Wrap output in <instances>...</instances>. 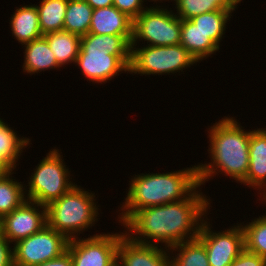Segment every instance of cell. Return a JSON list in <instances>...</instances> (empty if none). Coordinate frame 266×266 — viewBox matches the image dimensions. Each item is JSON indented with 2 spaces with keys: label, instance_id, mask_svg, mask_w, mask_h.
Returning a JSON list of instances; mask_svg holds the SVG:
<instances>
[{
  "label": "cell",
  "instance_id": "18",
  "mask_svg": "<svg viewBox=\"0 0 266 266\" xmlns=\"http://www.w3.org/2000/svg\"><path fill=\"white\" fill-rule=\"evenodd\" d=\"M180 44L198 61L205 60L220 48L190 19L181 21Z\"/></svg>",
  "mask_w": 266,
  "mask_h": 266
},
{
  "label": "cell",
  "instance_id": "9",
  "mask_svg": "<svg viewBox=\"0 0 266 266\" xmlns=\"http://www.w3.org/2000/svg\"><path fill=\"white\" fill-rule=\"evenodd\" d=\"M68 242L63 234L45 225L40 231L14 244V266H35L57 258L67 250Z\"/></svg>",
  "mask_w": 266,
  "mask_h": 266
},
{
  "label": "cell",
  "instance_id": "12",
  "mask_svg": "<svg viewBox=\"0 0 266 266\" xmlns=\"http://www.w3.org/2000/svg\"><path fill=\"white\" fill-rule=\"evenodd\" d=\"M45 225L46 206L26 200L0 219V232L10 243L15 244L40 231Z\"/></svg>",
  "mask_w": 266,
  "mask_h": 266
},
{
  "label": "cell",
  "instance_id": "4",
  "mask_svg": "<svg viewBox=\"0 0 266 266\" xmlns=\"http://www.w3.org/2000/svg\"><path fill=\"white\" fill-rule=\"evenodd\" d=\"M75 63L89 81L105 83L119 72L129 73L131 43L121 35L88 33L81 37Z\"/></svg>",
  "mask_w": 266,
  "mask_h": 266
},
{
  "label": "cell",
  "instance_id": "29",
  "mask_svg": "<svg viewBox=\"0 0 266 266\" xmlns=\"http://www.w3.org/2000/svg\"><path fill=\"white\" fill-rule=\"evenodd\" d=\"M230 266H266V258L244 249Z\"/></svg>",
  "mask_w": 266,
  "mask_h": 266
},
{
  "label": "cell",
  "instance_id": "35",
  "mask_svg": "<svg viewBox=\"0 0 266 266\" xmlns=\"http://www.w3.org/2000/svg\"><path fill=\"white\" fill-rule=\"evenodd\" d=\"M109 266H124L118 257Z\"/></svg>",
  "mask_w": 266,
  "mask_h": 266
},
{
  "label": "cell",
  "instance_id": "7",
  "mask_svg": "<svg viewBox=\"0 0 266 266\" xmlns=\"http://www.w3.org/2000/svg\"><path fill=\"white\" fill-rule=\"evenodd\" d=\"M198 61L181 45L131 46L129 73L134 74H169L182 72ZM184 68V69H183Z\"/></svg>",
  "mask_w": 266,
  "mask_h": 266
},
{
  "label": "cell",
  "instance_id": "14",
  "mask_svg": "<svg viewBox=\"0 0 266 266\" xmlns=\"http://www.w3.org/2000/svg\"><path fill=\"white\" fill-rule=\"evenodd\" d=\"M98 35H121L130 43L133 36V19L116 7L93 9L89 32Z\"/></svg>",
  "mask_w": 266,
  "mask_h": 266
},
{
  "label": "cell",
  "instance_id": "26",
  "mask_svg": "<svg viewBox=\"0 0 266 266\" xmlns=\"http://www.w3.org/2000/svg\"><path fill=\"white\" fill-rule=\"evenodd\" d=\"M241 226L244 231L245 249L266 258V213Z\"/></svg>",
  "mask_w": 266,
  "mask_h": 266
},
{
  "label": "cell",
  "instance_id": "24",
  "mask_svg": "<svg viewBox=\"0 0 266 266\" xmlns=\"http://www.w3.org/2000/svg\"><path fill=\"white\" fill-rule=\"evenodd\" d=\"M12 172L0 179V219L21 206L26 200L25 186L12 179Z\"/></svg>",
  "mask_w": 266,
  "mask_h": 266
},
{
  "label": "cell",
  "instance_id": "20",
  "mask_svg": "<svg viewBox=\"0 0 266 266\" xmlns=\"http://www.w3.org/2000/svg\"><path fill=\"white\" fill-rule=\"evenodd\" d=\"M93 8L85 0H68L63 30L80 37L89 32Z\"/></svg>",
  "mask_w": 266,
  "mask_h": 266
},
{
  "label": "cell",
  "instance_id": "34",
  "mask_svg": "<svg viewBox=\"0 0 266 266\" xmlns=\"http://www.w3.org/2000/svg\"><path fill=\"white\" fill-rule=\"evenodd\" d=\"M93 8H105L113 5V0H85Z\"/></svg>",
  "mask_w": 266,
  "mask_h": 266
},
{
  "label": "cell",
  "instance_id": "3",
  "mask_svg": "<svg viewBox=\"0 0 266 266\" xmlns=\"http://www.w3.org/2000/svg\"><path fill=\"white\" fill-rule=\"evenodd\" d=\"M242 128L233 117L226 116L210 127V148L207 151L211 153L212 162L197 165L200 186L219 172L239 183L246 178L251 130Z\"/></svg>",
  "mask_w": 266,
  "mask_h": 266
},
{
  "label": "cell",
  "instance_id": "27",
  "mask_svg": "<svg viewBox=\"0 0 266 266\" xmlns=\"http://www.w3.org/2000/svg\"><path fill=\"white\" fill-rule=\"evenodd\" d=\"M177 15L181 20H188L200 14L219 10L213 2L207 0H174ZM178 13V14H177Z\"/></svg>",
  "mask_w": 266,
  "mask_h": 266
},
{
  "label": "cell",
  "instance_id": "23",
  "mask_svg": "<svg viewBox=\"0 0 266 266\" xmlns=\"http://www.w3.org/2000/svg\"><path fill=\"white\" fill-rule=\"evenodd\" d=\"M169 250L179 252L176 257H170L173 259L171 266H210L206 248L198 238L174 245Z\"/></svg>",
  "mask_w": 266,
  "mask_h": 266
},
{
  "label": "cell",
  "instance_id": "21",
  "mask_svg": "<svg viewBox=\"0 0 266 266\" xmlns=\"http://www.w3.org/2000/svg\"><path fill=\"white\" fill-rule=\"evenodd\" d=\"M68 0H42L36 5L42 35L63 30Z\"/></svg>",
  "mask_w": 266,
  "mask_h": 266
},
{
  "label": "cell",
  "instance_id": "16",
  "mask_svg": "<svg viewBox=\"0 0 266 266\" xmlns=\"http://www.w3.org/2000/svg\"><path fill=\"white\" fill-rule=\"evenodd\" d=\"M10 19L11 33L21 45H25L43 36L39 25V14L35 4L24 5L16 9Z\"/></svg>",
  "mask_w": 266,
  "mask_h": 266
},
{
  "label": "cell",
  "instance_id": "22",
  "mask_svg": "<svg viewBox=\"0 0 266 266\" xmlns=\"http://www.w3.org/2000/svg\"><path fill=\"white\" fill-rule=\"evenodd\" d=\"M231 14L232 11L219 9L200 14L190 20L220 48L219 44L225 34L226 23L231 18Z\"/></svg>",
  "mask_w": 266,
  "mask_h": 266
},
{
  "label": "cell",
  "instance_id": "10",
  "mask_svg": "<svg viewBox=\"0 0 266 266\" xmlns=\"http://www.w3.org/2000/svg\"><path fill=\"white\" fill-rule=\"evenodd\" d=\"M205 246L210 266H230L245 249L241 224L222 232H213L210 223L203 221L197 237Z\"/></svg>",
  "mask_w": 266,
  "mask_h": 266
},
{
  "label": "cell",
  "instance_id": "28",
  "mask_svg": "<svg viewBox=\"0 0 266 266\" xmlns=\"http://www.w3.org/2000/svg\"><path fill=\"white\" fill-rule=\"evenodd\" d=\"M145 0H113V6L127 14L131 19L137 18L146 8L143 7Z\"/></svg>",
  "mask_w": 266,
  "mask_h": 266
},
{
  "label": "cell",
  "instance_id": "37",
  "mask_svg": "<svg viewBox=\"0 0 266 266\" xmlns=\"http://www.w3.org/2000/svg\"><path fill=\"white\" fill-rule=\"evenodd\" d=\"M262 199L266 200V195L264 197H262ZM266 203V201H264Z\"/></svg>",
  "mask_w": 266,
  "mask_h": 266
},
{
  "label": "cell",
  "instance_id": "32",
  "mask_svg": "<svg viewBox=\"0 0 266 266\" xmlns=\"http://www.w3.org/2000/svg\"><path fill=\"white\" fill-rule=\"evenodd\" d=\"M215 3L220 9H225L228 11H234L237 8V4L241 2V0H207Z\"/></svg>",
  "mask_w": 266,
  "mask_h": 266
},
{
  "label": "cell",
  "instance_id": "19",
  "mask_svg": "<svg viewBox=\"0 0 266 266\" xmlns=\"http://www.w3.org/2000/svg\"><path fill=\"white\" fill-rule=\"evenodd\" d=\"M60 67L72 63L78 57L81 37L68 31L49 32L43 35Z\"/></svg>",
  "mask_w": 266,
  "mask_h": 266
},
{
  "label": "cell",
  "instance_id": "36",
  "mask_svg": "<svg viewBox=\"0 0 266 266\" xmlns=\"http://www.w3.org/2000/svg\"><path fill=\"white\" fill-rule=\"evenodd\" d=\"M151 1H154V3H155V2L158 1V0H151ZM159 1L161 2V1H164V0H159ZM165 1H166V0H165ZM171 1H172V0H171Z\"/></svg>",
  "mask_w": 266,
  "mask_h": 266
},
{
  "label": "cell",
  "instance_id": "13",
  "mask_svg": "<svg viewBox=\"0 0 266 266\" xmlns=\"http://www.w3.org/2000/svg\"><path fill=\"white\" fill-rule=\"evenodd\" d=\"M158 246L157 243L149 245L132 241L124 234L118 244L117 257L124 266H171L169 248Z\"/></svg>",
  "mask_w": 266,
  "mask_h": 266
},
{
  "label": "cell",
  "instance_id": "17",
  "mask_svg": "<svg viewBox=\"0 0 266 266\" xmlns=\"http://www.w3.org/2000/svg\"><path fill=\"white\" fill-rule=\"evenodd\" d=\"M23 47H25L24 72L31 75L46 69L50 70L60 67L44 36L26 43Z\"/></svg>",
  "mask_w": 266,
  "mask_h": 266
},
{
  "label": "cell",
  "instance_id": "2",
  "mask_svg": "<svg viewBox=\"0 0 266 266\" xmlns=\"http://www.w3.org/2000/svg\"><path fill=\"white\" fill-rule=\"evenodd\" d=\"M129 182L124 205L120 207L122 225L140 209L182 201L200 187L197 166L167 173L138 174Z\"/></svg>",
  "mask_w": 266,
  "mask_h": 266
},
{
  "label": "cell",
  "instance_id": "5",
  "mask_svg": "<svg viewBox=\"0 0 266 266\" xmlns=\"http://www.w3.org/2000/svg\"><path fill=\"white\" fill-rule=\"evenodd\" d=\"M94 194L75 184L67 193L46 206L47 225L68 240L77 238L78 233L80 235L91 228L98 220Z\"/></svg>",
  "mask_w": 266,
  "mask_h": 266
},
{
  "label": "cell",
  "instance_id": "6",
  "mask_svg": "<svg viewBox=\"0 0 266 266\" xmlns=\"http://www.w3.org/2000/svg\"><path fill=\"white\" fill-rule=\"evenodd\" d=\"M61 153L57 149L50 152L37 164L28 180L27 200L34 201L40 205L47 206L49 203L59 199L73 186L70 179V171L62 160Z\"/></svg>",
  "mask_w": 266,
  "mask_h": 266
},
{
  "label": "cell",
  "instance_id": "30",
  "mask_svg": "<svg viewBox=\"0 0 266 266\" xmlns=\"http://www.w3.org/2000/svg\"><path fill=\"white\" fill-rule=\"evenodd\" d=\"M0 266H14L13 248L10 242L0 232Z\"/></svg>",
  "mask_w": 266,
  "mask_h": 266
},
{
  "label": "cell",
  "instance_id": "8",
  "mask_svg": "<svg viewBox=\"0 0 266 266\" xmlns=\"http://www.w3.org/2000/svg\"><path fill=\"white\" fill-rule=\"evenodd\" d=\"M160 7H147L133 20L131 46H136L140 40L147 41L149 46L180 44L182 20L172 10Z\"/></svg>",
  "mask_w": 266,
  "mask_h": 266
},
{
  "label": "cell",
  "instance_id": "1",
  "mask_svg": "<svg viewBox=\"0 0 266 266\" xmlns=\"http://www.w3.org/2000/svg\"><path fill=\"white\" fill-rule=\"evenodd\" d=\"M196 190L182 201L138 210L123 224L125 235L141 244L164 243L166 248L197 238L210 200Z\"/></svg>",
  "mask_w": 266,
  "mask_h": 266
},
{
  "label": "cell",
  "instance_id": "33",
  "mask_svg": "<svg viewBox=\"0 0 266 266\" xmlns=\"http://www.w3.org/2000/svg\"><path fill=\"white\" fill-rule=\"evenodd\" d=\"M14 169L7 160L0 157V179L10 174Z\"/></svg>",
  "mask_w": 266,
  "mask_h": 266
},
{
  "label": "cell",
  "instance_id": "15",
  "mask_svg": "<svg viewBox=\"0 0 266 266\" xmlns=\"http://www.w3.org/2000/svg\"><path fill=\"white\" fill-rule=\"evenodd\" d=\"M248 187L261 191L266 189V128L252 130L249 140V169L241 182ZM258 188V189H257ZM263 191V197L266 190Z\"/></svg>",
  "mask_w": 266,
  "mask_h": 266
},
{
  "label": "cell",
  "instance_id": "11",
  "mask_svg": "<svg viewBox=\"0 0 266 266\" xmlns=\"http://www.w3.org/2000/svg\"><path fill=\"white\" fill-rule=\"evenodd\" d=\"M124 234L101 233L69 240L67 249L73 266H109L117 258L118 244Z\"/></svg>",
  "mask_w": 266,
  "mask_h": 266
},
{
  "label": "cell",
  "instance_id": "31",
  "mask_svg": "<svg viewBox=\"0 0 266 266\" xmlns=\"http://www.w3.org/2000/svg\"><path fill=\"white\" fill-rule=\"evenodd\" d=\"M35 266H73L72 258L69 250L67 249L59 257L52 260L43 262Z\"/></svg>",
  "mask_w": 266,
  "mask_h": 266
},
{
  "label": "cell",
  "instance_id": "25",
  "mask_svg": "<svg viewBox=\"0 0 266 266\" xmlns=\"http://www.w3.org/2000/svg\"><path fill=\"white\" fill-rule=\"evenodd\" d=\"M29 138H19L17 133L0 118V157L7 160L14 168L16 162L30 143Z\"/></svg>",
  "mask_w": 266,
  "mask_h": 266
}]
</instances>
